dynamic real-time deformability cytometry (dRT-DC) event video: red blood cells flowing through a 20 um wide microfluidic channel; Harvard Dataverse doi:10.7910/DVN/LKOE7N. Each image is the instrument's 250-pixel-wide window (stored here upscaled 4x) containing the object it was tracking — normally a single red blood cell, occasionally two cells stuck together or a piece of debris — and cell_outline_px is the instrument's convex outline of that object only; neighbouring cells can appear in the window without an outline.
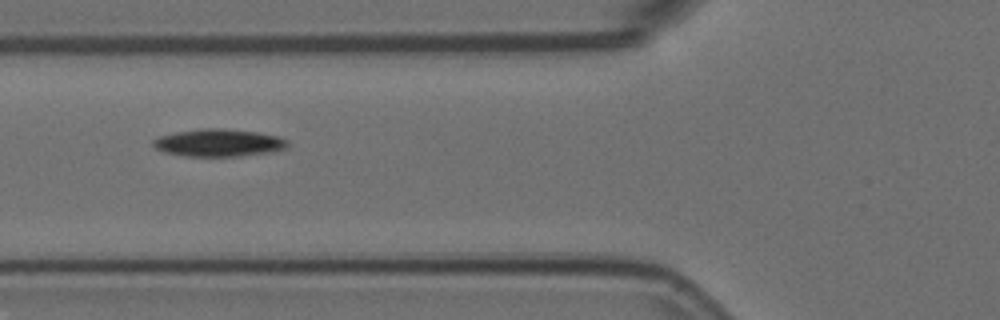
{"species": "Egyptian fruit bat (a non-hibernating species)", "species_latin": "Rousettus aegyptiacus", "temperature_condition": "room temperature", "stored_images_in_passage": 8, "camera_frame_rate_fps": 3000, "um_per_image_px": 0.085, "animal": {"sex": "female"}, "frame": {"image": 1, "passage_image": 4, "time_ms": 1.0, "image_size_px": [1000, 320], "cell_outline_px": [[288, 148], [268, 152], [240, 156], [184, 156], [164, 152], [156, 148], [152, 144], [152, 140], [160, 136], [176, 132], [200, 128], [224, 128], [256, 132], [276, 136], [288, 140]], "centroid_in_image_um": [18.57, 12.13], "position_along_channel_um": 107.2, "area_um2": 21.5}}
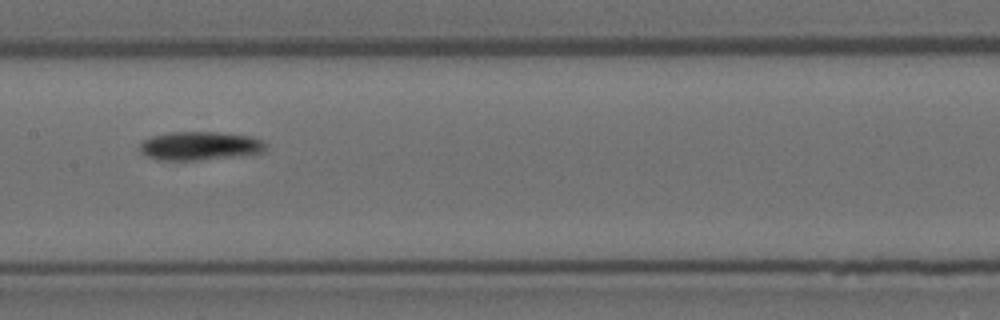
{"frame": {"image": 2, "passage_image": 6, "time_ms": 1.667, "image_size_px": [1000, 320], "cell_outline_px": [[268, 144], [264, 152], [240, 156], [200, 160], [156, 160], [140, 152], [140, 144], [144, 140], [152, 136], [172, 132], [216, 132], [248, 136], [264, 140]], "centroid_in_image_um": [17.02, 12.41], "position_along_channel_um": 190.4, "area_um2": 21.1}}
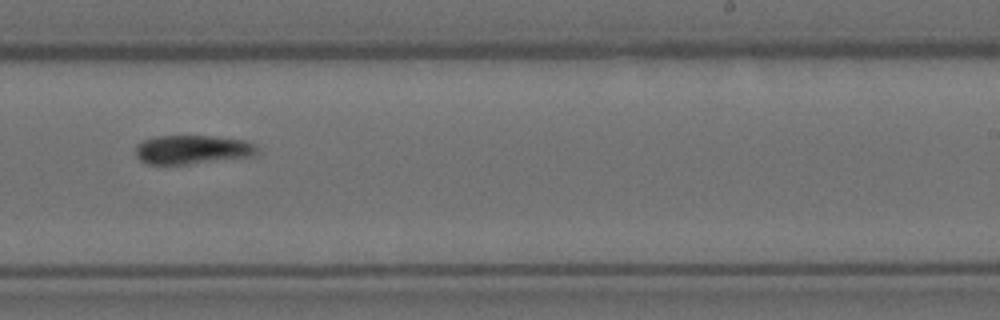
{"frame": {"image": 3, "passage_image": 8, "time_ms": 2.333, "image_size_px": [1000, 320], "cell_outline_px": [[256, 156], [188, 164], [148, 164], [140, 160], [136, 156], [136, 144], [144, 140], [156, 136], [212, 136], [244, 140], [256, 144]], "centroid_in_image_um": [16.35, 12.72], "position_along_channel_um": 272.7, "area_um2": 20.52}}